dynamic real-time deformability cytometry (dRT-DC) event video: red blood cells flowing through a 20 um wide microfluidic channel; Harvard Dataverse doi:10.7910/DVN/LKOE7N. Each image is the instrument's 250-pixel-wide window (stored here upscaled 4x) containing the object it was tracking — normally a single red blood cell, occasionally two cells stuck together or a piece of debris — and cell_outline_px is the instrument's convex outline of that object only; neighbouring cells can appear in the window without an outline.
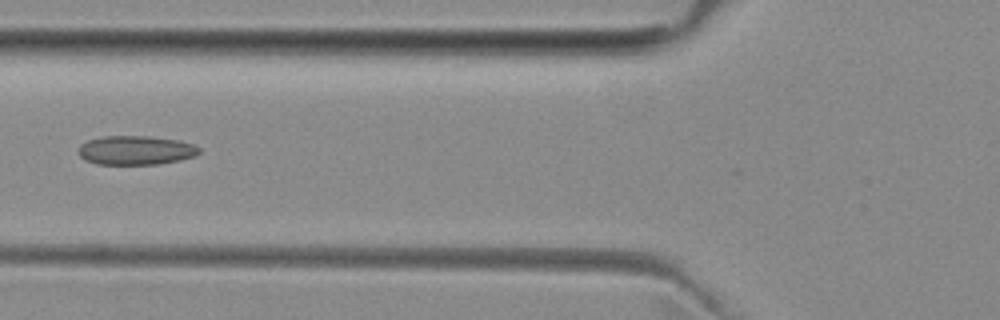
{"species": "common noctule bat (a hibernating species)", "species_latin": "Nyctalus noctula", "temperature_condition": "room temperature", "stored_images_in_passage": 3, "camera_frame_rate_fps": 3000, "um_per_image_px": 0.085, "animal": {"sex": "female", "body_mass_g": 29.2, "forearm_length_mm": 56.3}, "frame": {"image": 1, "passage_image": 3, "time_ms": 2.0, "image_size_px": [1000, 320], "cell_outline_px": [[200, 152], [196, 156], [180, 160], [156, 164], [96, 164], [84, 160], [76, 152], [80, 144], [88, 140], [104, 136], [148, 136], [180, 140], [192, 144], [200, 148]], "centroid_in_image_um": [11.52, 12.77], "position_along_channel_um": 114.3, "area_um2": 20.63}}